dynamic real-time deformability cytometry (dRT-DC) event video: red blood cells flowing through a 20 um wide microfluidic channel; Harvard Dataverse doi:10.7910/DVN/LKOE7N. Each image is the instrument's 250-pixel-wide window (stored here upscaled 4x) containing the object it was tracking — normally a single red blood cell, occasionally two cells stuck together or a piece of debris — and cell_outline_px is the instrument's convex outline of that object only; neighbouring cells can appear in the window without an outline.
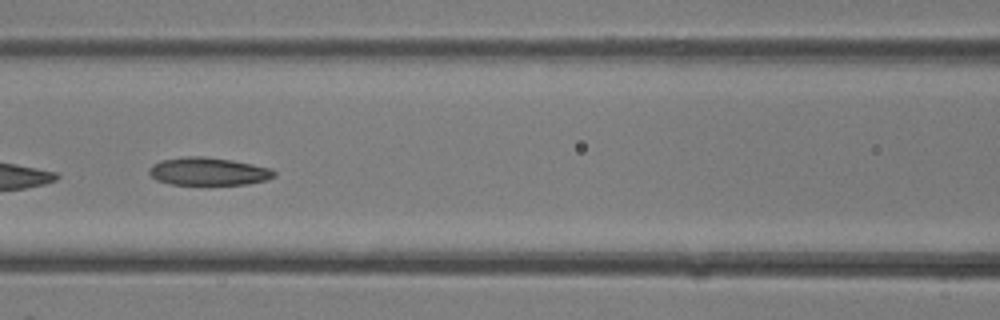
{"species": "common noctule bat (a hibernating species)", "species_latin": "Nyctalus noctula", "temperature_condition": "room temperature", "stored_images_in_passage": 32, "camera_frame_rate_fps": 3000, "um_per_image_px": 0.085, "animal": {"sex": "female"}, "frame": {"image": 1, "passage_image": 14, "time_ms": 4.333, "image_size_px": [1000, 320], "cell_outline_px": [[276, 176], [268, 180], [248, 184], [172, 184], [156, 180], [148, 172], [148, 168], [152, 164], [160, 160], [184, 156], [204, 156], [232, 160], [272, 168], [276, 172]], "centroid_in_image_um": [17.72, 14.56], "position_along_channel_um": 148.9, "area_um2": 20.46}}